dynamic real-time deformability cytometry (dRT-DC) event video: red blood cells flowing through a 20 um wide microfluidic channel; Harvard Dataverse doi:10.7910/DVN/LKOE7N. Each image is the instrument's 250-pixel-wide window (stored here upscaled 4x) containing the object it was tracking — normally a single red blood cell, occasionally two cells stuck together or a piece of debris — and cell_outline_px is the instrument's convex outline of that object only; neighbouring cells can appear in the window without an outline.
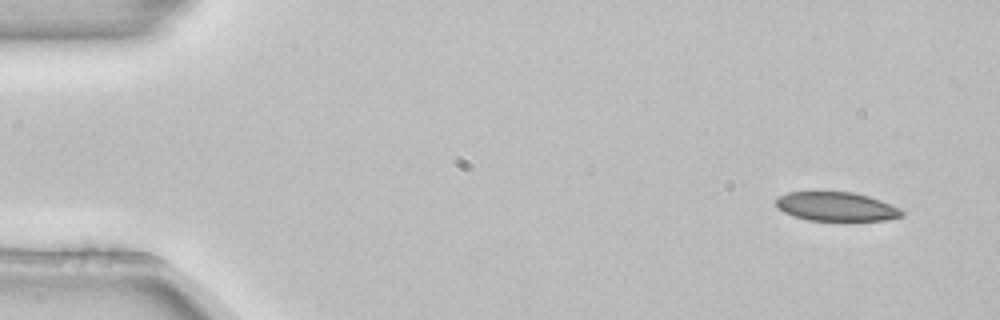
{"species": "common noctule bat (a hibernating species)", "species_latin": "Nyctalus noctula", "temperature_condition": "room temperature", "stored_images_in_passage": 5, "camera_frame_rate_fps": 3000, "um_per_image_px": 0.085, "animal": {"sex": "female", "body_mass_g": 22.7, "forearm_length_mm": 54.2}, "frame": {"image": 1, "passage_image": 1, "time_ms": 0.0, "image_size_px": [1000, 320], "cell_outline_px": [[904, 216], [884, 220], [808, 220], [784, 212], [776, 204], [776, 196], [788, 192], [852, 192], [868, 196], [880, 200], [900, 208], [904, 212]], "centroid_in_image_um": [71.1, 17.55], "position_along_channel_um": 13.9, "area_um2": 21.04}}
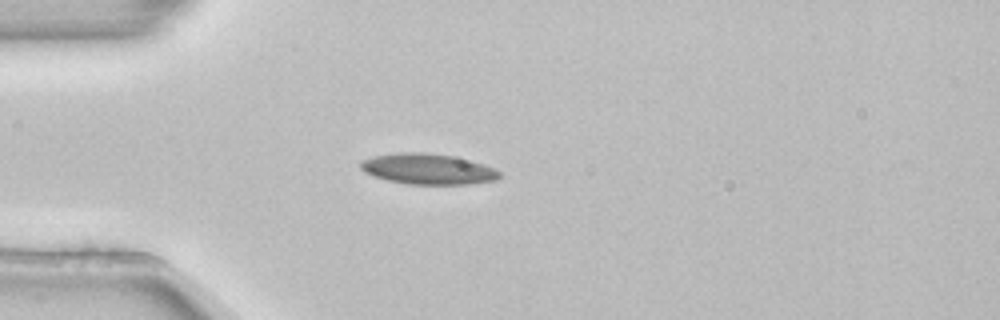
{"frame": {"image": 2, "passage_image": 4, "time_ms": 1.0, "image_size_px": [1000, 320], "cell_outline_px": [[500, 176], [496, 180], [468, 184], [408, 184], [388, 180], [372, 176], [364, 172], [360, 168], [360, 160], [372, 156], [400, 152], [420, 152], [452, 156], [472, 160], [484, 164], [500, 172]], "centroid_in_image_um": [36.33, 14.36], "position_along_channel_um": 48.7, "area_um2": 24.85}}